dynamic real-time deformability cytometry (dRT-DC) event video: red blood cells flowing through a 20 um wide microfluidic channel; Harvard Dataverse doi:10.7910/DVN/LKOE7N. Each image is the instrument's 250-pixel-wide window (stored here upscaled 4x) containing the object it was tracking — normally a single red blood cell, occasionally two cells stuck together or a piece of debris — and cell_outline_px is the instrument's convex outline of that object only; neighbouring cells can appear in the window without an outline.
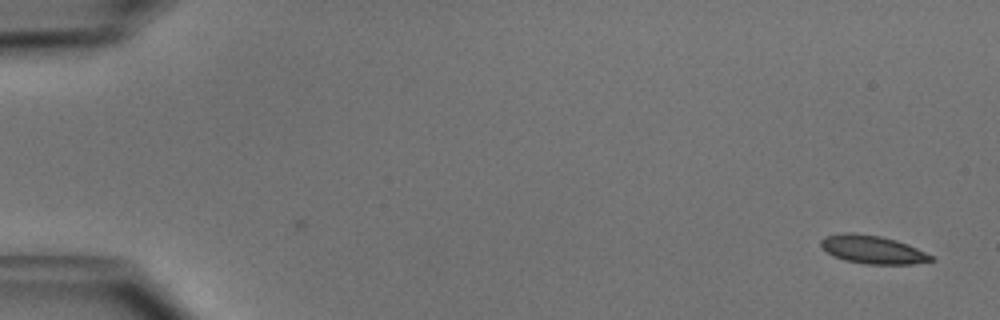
{"species": "common noctule bat (a hibernating species)", "species_latin": "Nyctalus noctula", "temperature_condition": "cold", "stored_images_in_passage": 50, "camera_frame_rate_fps": 3000, "um_per_image_px": 0.085, "animal": {"sex": "male", "body_mass_g": 15.6}, "frame": {"image": 1, "passage_image": 1, "time_ms": 0.0, "image_size_px": [1000, 320], "cell_outline_px": [[936, 260], [912, 264], [864, 264], [844, 260], [832, 256], [820, 244], [820, 240], [824, 236], [840, 232], [856, 232], [880, 236], [896, 240], [908, 244], [932, 256]], "centroid_in_image_um": [74.13, 21.2], "position_along_channel_um": 10.9, "area_um2": 18.26}}
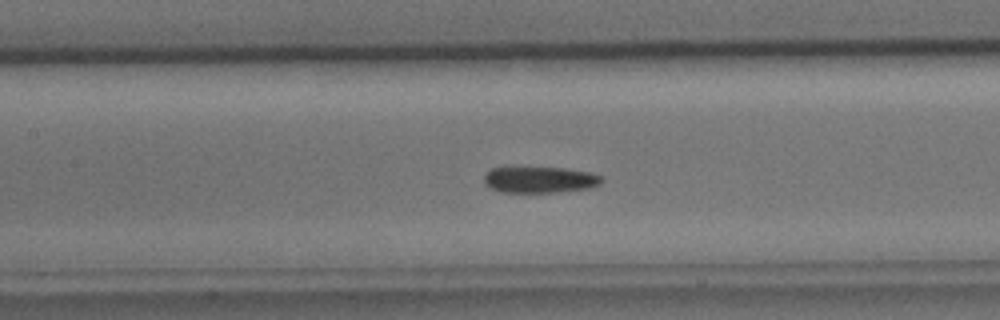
{"frame": {"image": 2, "passage_image": 23, "time_ms": 7.333, "image_size_px": [1000, 320], "cell_outline_px": [[604, 180], [600, 184], [592, 188], [556, 192], [500, 192], [484, 184], [484, 176], [492, 168], [560, 168], [588, 172], [600, 176]], "centroid_in_image_um": [45.89, 15.29], "position_along_channel_um": 161.5, "area_um2": 17.74}}
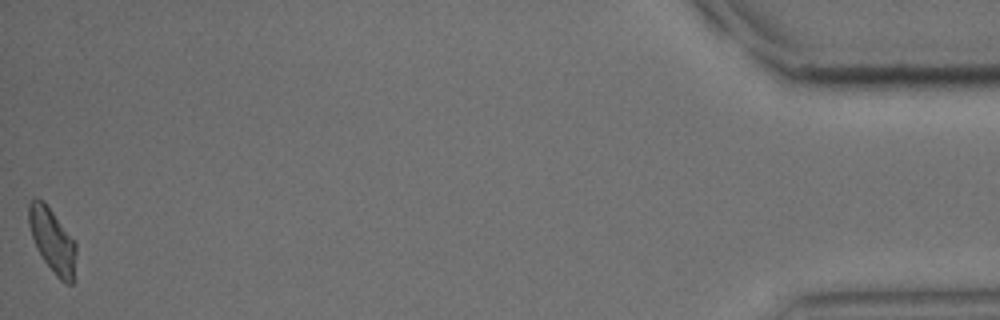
{"frame": {"image": 3, "passage_image": 50, "time_ms": 16.333, "image_size_px": [1000, 320], "cell_outline_px": [[76, 252], [72, 284], [68, 284], [60, 280], [56, 276], [44, 260], [36, 248], [28, 224], [28, 204], [36, 196], [44, 200], [76, 244]], "centroid_in_image_um": [4.42, 20.41], "position_along_channel_um": 430.8, "area_um2": 17.51}, "authors_computed_cell_mechanics": {"area_um2": 18.2648, "velocity_mm_per_s": 3.9753, "shape_relaxation_time_tau1_ms": 4.3341, "shape_relaxation_time_tau2_ms": 3.087, "deformation_change_tau1": 0.1212, "deformation_change_tau2": 0.08}}